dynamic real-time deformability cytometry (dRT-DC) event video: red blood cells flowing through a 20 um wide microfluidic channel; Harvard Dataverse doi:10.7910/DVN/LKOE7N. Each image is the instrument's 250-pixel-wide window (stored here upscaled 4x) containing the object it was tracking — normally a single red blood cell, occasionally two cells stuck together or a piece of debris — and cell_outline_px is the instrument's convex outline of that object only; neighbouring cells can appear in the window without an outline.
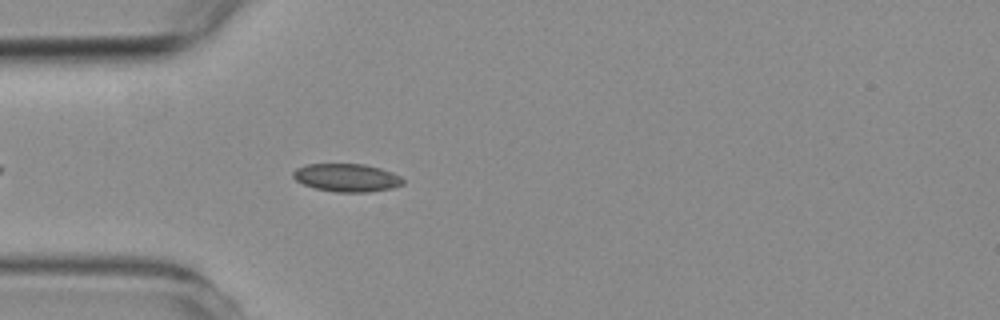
{"species": "common noctule bat (a hibernating species)", "species_latin": "Nyctalus noctula", "temperature_condition": "room temperature", "stored_images_in_passage": 44, "camera_frame_rate_fps": 3000, "um_per_image_px": 0.085, "animal": {"sex": "female", "body_mass_g": 19.3, "forearm_length_mm": 54.1}, "frame": {"image": 1, "passage_image": 6, "time_ms": 1.667, "image_size_px": [1000, 320], "cell_outline_px": [[404, 184], [392, 188], [368, 192], [336, 192], [316, 188], [304, 184], [296, 180], [292, 176], [292, 172], [296, 168], [304, 164], [364, 164], [380, 168], [392, 172], [400, 176], [404, 180]], "centroid_in_image_um": [29.47, 15.09], "position_along_channel_um": 55.5, "area_um2": 17.98}}
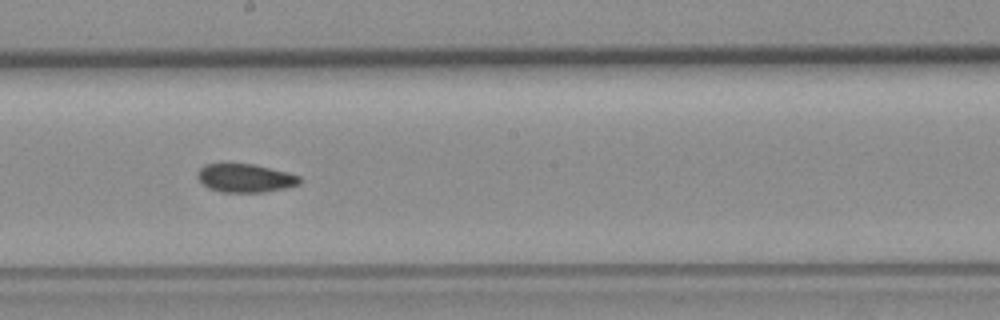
{"frame": {"image": 2, "passage_image": 20, "time_ms": 6.333, "image_size_px": [1000, 320], "cell_outline_px": [[300, 184], [284, 188], [264, 192], [220, 192], [208, 188], [196, 176], [196, 172], [204, 164], [220, 160], [228, 160], [252, 164], [288, 172], [300, 176]], "centroid_in_image_um": [20.75, 15.08], "position_along_channel_um": 227.4, "area_um2": 17.69}}
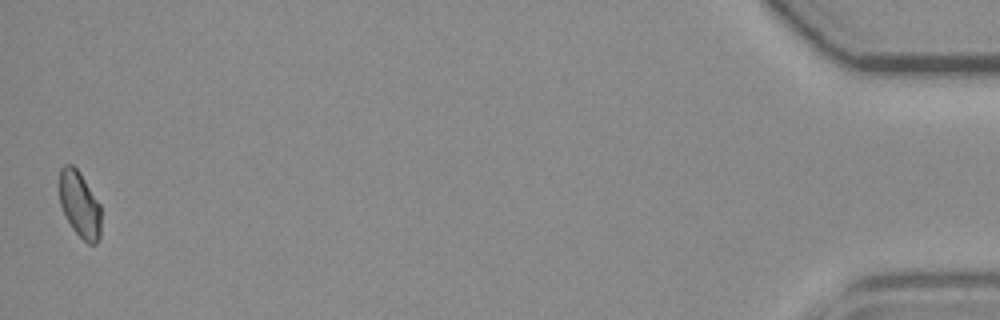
{"frame": {"image": 3, "passage_image": 44, "time_ms": 14.333, "image_size_px": [1000, 320], "cell_outline_px": [[100, 236], [96, 244], [88, 244], [72, 228], [60, 204], [60, 168], [64, 164], [72, 164], [80, 172], [100, 204]], "centroid_in_image_um": [6.78, 17.36], "position_along_channel_um": 428.4, "area_um2": 15.9}, "authors_computed_cell_mechanics": {"area_um2": 17.1955, "velocity_mm_per_s": 3.7798, "shape_relaxation_time_tau1_ms": null, "shape_relaxation_time_tau2_ms": 1.7509, "deformation_change_tau1": null, "deformation_change_tau2": 0.0459}}